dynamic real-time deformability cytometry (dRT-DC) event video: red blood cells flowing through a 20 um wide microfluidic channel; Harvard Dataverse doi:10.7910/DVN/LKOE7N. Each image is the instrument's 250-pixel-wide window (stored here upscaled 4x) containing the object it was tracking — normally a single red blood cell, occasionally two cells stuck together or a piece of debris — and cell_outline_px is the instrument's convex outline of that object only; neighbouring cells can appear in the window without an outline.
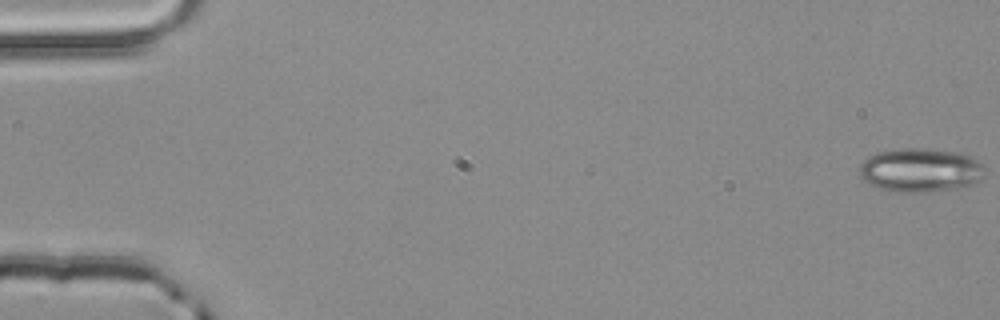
{"species": "common noctule bat (a hibernating species)", "species_latin": "Nyctalus noctula", "temperature_condition": "room temperature", "stored_images_in_passage": 5, "camera_frame_rate_fps": 3000, "um_per_image_px": 0.085, "animal": {"sex": "male", "body_mass_g": 20.4}, "frame": {"image": 1, "passage_image": 1, "time_ms": 0.0, "image_size_px": [1000, 320], "cell_outline_px": [[984, 176], [980, 180], [960, 188], [924, 192], [896, 192], [876, 188], [868, 184], [860, 176], [860, 164], [864, 160], [876, 152], [900, 148], [928, 148], [952, 152], [972, 156], [984, 168]], "centroid_in_image_um": [78.2, 14.47], "position_along_channel_um": 6.8, "area_um2": 32.14}}